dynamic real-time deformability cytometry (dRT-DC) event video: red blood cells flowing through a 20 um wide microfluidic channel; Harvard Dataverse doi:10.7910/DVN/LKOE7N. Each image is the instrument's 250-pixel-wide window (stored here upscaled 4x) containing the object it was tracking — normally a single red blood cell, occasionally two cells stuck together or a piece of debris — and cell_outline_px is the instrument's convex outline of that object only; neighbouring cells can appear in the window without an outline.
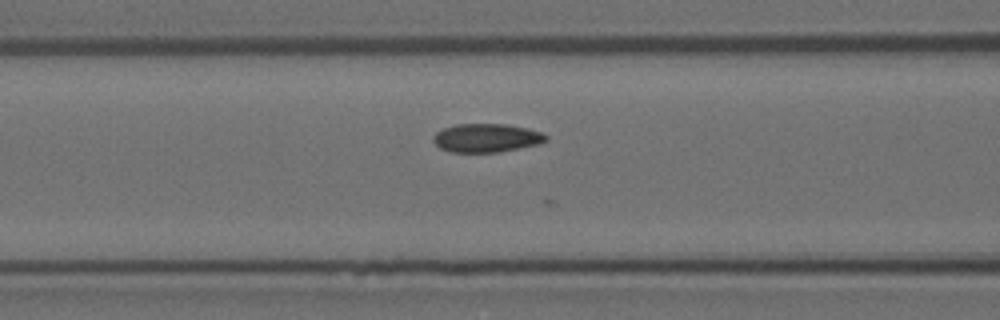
{"species": "Egyptian fruit bat (a non-hibernating species)", "species_latin": "Rousettus aegyptiacus", "temperature_condition": "room temperature", "stored_images_in_passage": 18, "camera_frame_rate_fps": 3000, "um_per_image_px": 0.085, "animal": {"sex": "female"}, "frame": {"image": 1, "passage_image": 16, "time_ms": 5.0, "image_size_px": [1000, 320], "cell_outline_px": [[548, 140], [540, 144], [496, 152], [452, 152], [440, 148], [432, 140], [432, 136], [436, 132], [444, 128], [456, 124], [504, 124], [528, 128], [540, 132], [548, 136]], "centroid_in_image_um": [41.35, 11.72], "position_along_channel_um": 125.3, "area_um2": 18.73}}